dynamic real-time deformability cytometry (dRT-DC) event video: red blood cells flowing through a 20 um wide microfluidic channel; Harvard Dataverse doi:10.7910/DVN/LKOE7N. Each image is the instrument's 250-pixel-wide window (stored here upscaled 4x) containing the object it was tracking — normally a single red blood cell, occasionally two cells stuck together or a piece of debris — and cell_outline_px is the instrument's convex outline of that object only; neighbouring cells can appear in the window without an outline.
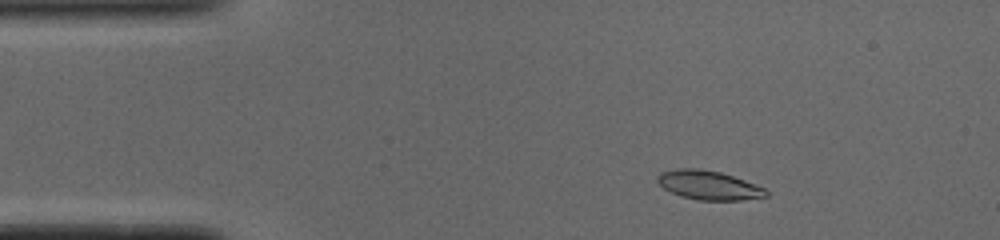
{"species": "common noctule bat (a hibernating species)", "species_latin": "Nyctalus noctula", "temperature_condition": "cold", "stored_images_in_passage": 48, "camera_frame_rate_fps": 3000, "um_per_image_px": 0.085, "animal": {"sex": "male", "body_mass_g": 19.0, "forearm_length_mm": 50.8}, "frame": {"image": 1, "passage_image": 5, "time_ms": 1.333, "image_size_px": [1000, 240], "cell_outline_px": [[768, 196], [740, 200], [696, 200], [680, 196], [664, 188], [656, 180], [656, 176], [660, 172], [676, 168], [700, 168], [720, 172], [744, 180], [764, 188], [768, 192]], "centroid_in_image_um": [60.2, 15.73], "position_along_channel_um": 24.8, "area_um2": 18.38}}
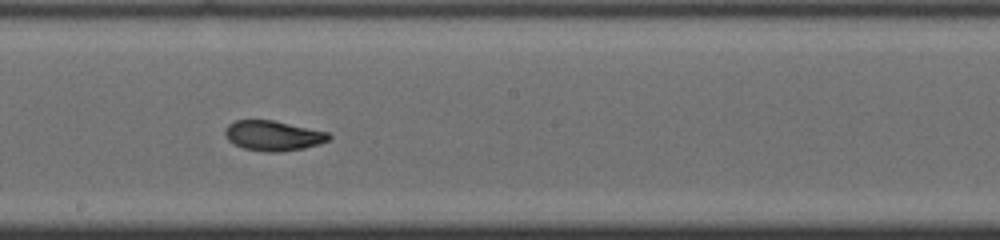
{"frame": {"image": 2, "passage_image": 25, "time_ms": 8.0, "image_size_px": [1000, 240], "cell_outline_px": [[332, 136], [328, 140], [320, 144], [304, 148], [280, 152], [264, 152], [244, 148], [232, 144], [228, 140], [224, 132], [224, 128], [228, 124], [236, 120], [272, 120], [328, 132]], "centroid_in_image_um": [23.19, 11.54], "position_along_channel_um": 225.0, "area_um2": 18.26}}
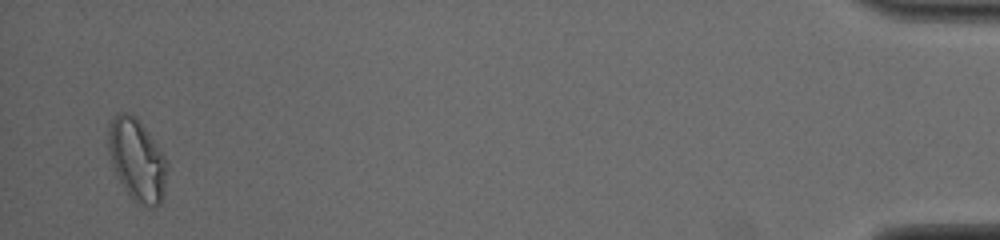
{"frame": {"image": 3, "passage_image": 47, "time_ms": 15.333, "image_size_px": [1000, 240], "cell_outline_px": [[168, 168], [160, 204], [156, 208], [148, 208], [136, 204], [128, 196], [116, 176], [108, 152], [108, 128], [112, 116], [120, 112], [124, 112], [136, 116], [156, 144], [164, 156], [168, 164]], "centroid_in_image_um": [11.62, 13.63], "position_along_channel_um": 423.6, "area_um2": 28.44}, "authors_computed_cell_mechanics": {"area_um2": 18.496, "velocity_mm_per_s": 3.8981, "shape_relaxation_time_tau1_ms": 8.1125, "shape_relaxation_time_tau2_ms": 1.5271, "deformation_change_tau1": 0.2353, "deformation_change_tau2": 0.0707}}